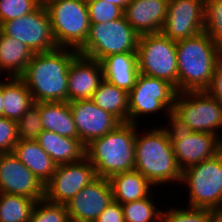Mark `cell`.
Listing matches in <instances>:
<instances>
[{
	"label": "cell",
	"mask_w": 222,
	"mask_h": 222,
	"mask_svg": "<svg viewBox=\"0 0 222 222\" xmlns=\"http://www.w3.org/2000/svg\"><path fill=\"white\" fill-rule=\"evenodd\" d=\"M169 134L176 162L182 171L222 150V140L211 133L186 131L169 122Z\"/></svg>",
	"instance_id": "13"
},
{
	"label": "cell",
	"mask_w": 222,
	"mask_h": 222,
	"mask_svg": "<svg viewBox=\"0 0 222 222\" xmlns=\"http://www.w3.org/2000/svg\"><path fill=\"white\" fill-rule=\"evenodd\" d=\"M90 24L106 23L119 19L124 15V11L110 2L94 0L87 4Z\"/></svg>",
	"instance_id": "35"
},
{
	"label": "cell",
	"mask_w": 222,
	"mask_h": 222,
	"mask_svg": "<svg viewBox=\"0 0 222 222\" xmlns=\"http://www.w3.org/2000/svg\"><path fill=\"white\" fill-rule=\"evenodd\" d=\"M181 184L188 188L192 208L222 209V150L214 157L182 171Z\"/></svg>",
	"instance_id": "6"
},
{
	"label": "cell",
	"mask_w": 222,
	"mask_h": 222,
	"mask_svg": "<svg viewBox=\"0 0 222 222\" xmlns=\"http://www.w3.org/2000/svg\"><path fill=\"white\" fill-rule=\"evenodd\" d=\"M91 100L104 111L115 116L121 123L128 122L129 93L103 80Z\"/></svg>",
	"instance_id": "27"
},
{
	"label": "cell",
	"mask_w": 222,
	"mask_h": 222,
	"mask_svg": "<svg viewBox=\"0 0 222 222\" xmlns=\"http://www.w3.org/2000/svg\"><path fill=\"white\" fill-rule=\"evenodd\" d=\"M177 93L169 82L139 74L136 84L129 92L128 122L139 125L141 117L164 112L169 123Z\"/></svg>",
	"instance_id": "10"
},
{
	"label": "cell",
	"mask_w": 222,
	"mask_h": 222,
	"mask_svg": "<svg viewBox=\"0 0 222 222\" xmlns=\"http://www.w3.org/2000/svg\"><path fill=\"white\" fill-rule=\"evenodd\" d=\"M204 0H169L161 33L179 41L204 31Z\"/></svg>",
	"instance_id": "14"
},
{
	"label": "cell",
	"mask_w": 222,
	"mask_h": 222,
	"mask_svg": "<svg viewBox=\"0 0 222 222\" xmlns=\"http://www.w3.org/2000/svg\"><path fill=\"white\" fill-rule=\"evenodd\" d=\"M207 222H222V209L209 210Z\"/></svg>",
	"instance_id": "39"
},
{
	"label": "cell",
	"mask_w": 222,
	"mask_h": 222,
	"mask_svg": "<svg viewBox=\"0 0 222 222\" xmlns=\"http://www.w3.org/2000/svg\"><path fill=\"white\" fill-rule=\"evenodd\" d=\"M2 81L3 117L18 121L34 105L32 95L20 77Z\"/></svg>",
	"instance_id": "25"
},
{
	"label": "cell",
	"mask_w": 222,
	"mask_h": 222,
	"mask_svg": "<svg viewBox=\"0 0 222 222\" xmlns=\"http://www.w3.org/2000/svg\"><path fill=\"white\" fill-rule=\"evenodd\" d=\"M37 200L0 193V222H28Z\"/></svg>",
	"instance_id": "28"
},
{
	"label": "cell",
	"mask_w": 222,
	"mask_h": 222,
	"mask_svg": "<svg viewBox=\"0 0 222 222\" xmlns=\"http://www.w3.org/2000/svg\"><path fill=\"white\" fill-rule=\"evenodd\" d=\"M96 178L95 168L86 157L78 162L57 165L44 185V199L54 204H66Z\"/></svg>",
	"instance_id": "12"
},
{
	"label": "cell",
	"mask_w": 222,
	"mask_h": 222,
	"mask_svg": "<svg viewBox=\"0 0 222 222\" xmlns=\"http://www.w3.org/2000/svg\"><path fill=\"white\" fill-rule=\"evenodd\" d=\"M100 63L105 81L128 93L132 90L140 74L137 52L112 54Z\"/></svg>",
	"instance_id": "20"
},
{
	"label": "cell",
	"mask_w": 222,
	"mask_h": 222,
	"mask_svg": "<svg viewBox=\"0 0 222 222\" xmlns=\"http://www.w3.org/2000/svg\"><path fill=\"white\" fill-rule=\"evenodd\" d=\"M206 91L222 105V59L216 64L212 82Z\"/></svg>",
	"instance_id": "38"
},
{
	"label": "cell",
	"mask_w": 222,
	"mask_h": 222,
	"mask_svg": "<svg viewBox=\"0 0 222 222\" xmlns=\"http://www.w3.org/2000/svg\"><path fill=\"white\" fill-rule=\"evenodd\" d=\"M111 201L113 195L109 179L97 177L65 205L70 220L94 222Z\"/></svg>",
	"instance_id": "16"
},
{
	"label": "cell",
	"mask_w": 222,
	"mask_h": 222,
	"mask_svg": "<svg viewBox=\"0 0 222 222\" xmlns=\"http://www.w3.org/2000/svg\"><path fill=\"white\" fill-rule=\"evenodd\" d=\"M178 92L206 91L213 78L222 51L203 31L198 35L176 41Z\"/></svg>",
	"instance_id": "3"
},
{
	"label": "cell",
	"mask_w": 222,
	"mask_h": 222,
	"mask_svg": "<svg viewBox=\"0 0 222 222\" xmlns=\"http://www.w3.org/2000/svg\"><path fill=\"white\" fill-rule=\"evenodd\" d=\"M14 154L44 185L53 176L57 164L41 148L37 140L18 141Z\"/></svg>",
	"instance_id": "23"
},
{
	"label": "cell",
	"mask_w": 222,
	"mask_h": 222,
	"mask_svg": "<svg viewBox=\"0 0 222 222\" xmlns=\"http://www.w3.org/2000/svg\"><path fill=\"white\" fill-rule=\"evenodd\" d=\"M80 1L83 2V3L88 4L89 2H92V1H94V0H80Z\"/></svg>",
	"instance_id": "42"
},
{
	"label": "cell",
	"mask_w": 222,
	"mask_h": 222,
	"mask_svg": "<svg viewBox=\"0 0 222 222\" xmlns=\"http://www.w3.org/2000/svg\"><path fill=\"white\" fill-rule=\"evenodd\" d=\"M139 36L123 15L106 23L90 24L86 42L78 52L100 62L112 54L137 52Z\"/></svg>",
	"instance_id": "8"
},
{
	"label": "cell",
	"mask_w": 222,
	"mask_h": 222,
	"mask_svg": "<svg viewBox=\"0 0 222 222\" xmlns=\"http://www.w3.org/2000/svg\"><path fill=\"white\" fill-rule=\"evenodd\" d=\"M169 0H131L124 9L126 21L139 34L159 33L165 22Z\"/></svg>",
	"instance_id": "19"
},
{
	"label": "cell",
	"mask_w": 222,
	"mask_h": 222,
	"mask_svg": "<svg viewBox=\"0 0 222 222\" xmlns=\"http://www.w3.org/2000/svg\"><path fill=\"white\" fill-rule=\"evenodd\" d=\"M121 204L125 222H160L162 208L159 209L152 197Z\"/></svg>",
	"instance_id": "29"
},
{
	"label": "cell",
	"mask_w": 222,
	"mask_h": 222,
	"mask_svg": "<svg viewBox=\"0 0 222 222\" xmlns=\"http://www.w3.org/2000/svg\"><path fill=\"white\" fill-rule=\"evenodd\" d=\"M204 31L222 51V0H204Z\"/></svg>",
	"instance_id": "30"
},
{
	"label": "cell",
	"mask_w": 222,
	"mask_h": 222,
	"mask_svg": "<svg viewBox=\"0 0 222 222\" xmlns=\"http://www.w3.org/2000/svg\"><path fill=\"white\" fill-rule=\"evenodd\" d=\"M109 182L112 188L113 200L120 204L146 198L155 189L154 186L136 170L115 174L109 178Z\"/></svg>",
	"instance_id": "24"
},
{
	"label": "cell",
	"mask_w": 222,
	"mask_h": 222,
	"mask_svg": "<svg viewBox=\"0 0 222 222\" xmlns=\"http://www.w3.org/2000/svg\"><path fill=\"white\" fill-rule=\"evenodd\" d=\"M101 1L110 2L111 4L120 7L124 11V9L130 3L131 0H101Z\"/></svg>",
	"instance_id": "40"
},
{
	"label": "cell",
	"mask_w": 222,
	"mask_h": 222,
	"mask_svg": "<svg viewBox=\"0 0 222 222\" xmlns=\"http://www.w3.org/2000/svg\"><path fill=\"white\" fill-rule=\"evenodd\" d=\"M78 138L86 146L92 140L103 137L121 122L112 114L98 107L91 99L69 102Z\"/></svg>",
	"instance_id": "17"
},
{
	"label": "cell",
	"mask_w": 222,
	"mask_h": 222,
	"mask_svg": "<svg viewBox=\"0 0 222 222\" xmlns=\"http://www.w3.org/2000/svg\"><path fill=\"white\" fill-rule=\"evenodd\" d=\"M41 0H0V25L36 10Z\"/></svg>",
	"instance_id": "33"
},
{
	"label": "cell",
	"mask_w": 222,
	"mask_h": 222,
	"mask_svg": "<svg viewBox=\"0 0 222 222\" xmlns=\"http://www.w3.org/2000/svg\"><path fill=\"white\" fill-rule=\"evenodd\" d=\"M42 131L39 109L33 105L17 121L18 141L36 140Z\"/></svg>",
	"instance_id": "32"
},
{
	"label": "cell",
	"mask_w": 222,
	"mask_h": 222,
	"mask_svg": "<svg viewBox=\"0 0 222 222\" xmlns=\"http://www.w3.org/2000/svg\"><path fill=\"white\" fill-rule=\"evenodd\" d=\"M43 130L78 138L69 102H36Z\"/></svg>",
	"instance_id": "22"
},
{
	"label": "cell",
	"mask_w": 222,
	"mask_h": 222,
	"mask_svg": "<svg viewBox=\"0 0 222 222\" xmlns=\"http://www.w3.org/2000/svg\"><path fill=\"white\" fill-rule=\"evenodd\" d=\"M0 193L44 199V184L12 153L0 154Z\"/></svg>",
	"instance_id": "15"
},
{
	"label": "cell",
	"mask_w": 222,
	"mask_h": 222,
	"mask_svg": "<svg viewBox=\"0 0 222 222\" xmlns=\"http://www.w3.org/2000/svg\"><path fill=\"white\" fill-rule=\"evenodd\" d=\"M185 207L163 209L160 222H207L208 209Z\"/></svg>",
	"instance_id": "34"
},
{
	"label": "cell",
	"mask_w": 222,
	"mask_h": 222,
	"mask_svg": "<svg viewBox=\"0 0 222 222\" xmlns=\"http://www.w3.org/2000/svg\"><path fill=\"white\" fill-rule=\"evenodd\" d=\"M0 117H3L2 81H0Z\"/></svg>",
	"instance_id": "41"
},
{
	"label": "cell",
	"mask_w": 222,
	"mask_h": 222,
	"mask_svg": "<svg viewBox=\"0 0 222 222\" xmlns=\"http://www.w3.org/2000/svg\"><path fill=\"white\" fill-rule=\"evenodd\" d=\"M170 123L186 131L211 133L222 140V105L207 91L178 92Z\"/></svg>",
	"instance_id": "5"
},
{
	"label": "cell",
	"mask_w": 222,
	"mask_h": 222,
	"mask_svg": "<svg viewBox=\"0 0 222 222\" xmlns=\"http://www.w3.org/2000/svg\"><path fill=\"white\" fill-rule=\"evenodd\" d=\"M28 222H70V216L65 204L43 199L36 202Z\"/></svg>",
	"instance_id": "31"
},
{
	"label": "cell",
	"mask_w": 222,
	"mask_h": 222,
	"mask_svg": "<svg viewBox=\"0 0 222 222\" xmlns=\"http://www.w3.org/2000/svg\"><path fill=\"white\" fill-rule=\"evenodd\" d=\"M79 54L72 48L58 47L34 53L20 78L36 102H68V71Z\"/></svg>",
	"instance_id": "1"
},
{
	"label": "cell",
	"mask_w": 222,
	"mask_h": 222,
	"mask_svg": "<svg viewBox=\"0 0 222 222\" xmlns=\"http://www.w3.org/2000/svg\"><path fill=\"white\" fill-rule=\"evenodd\" d=\"M104 80L101 63L78 54L68 71V102L91 99Z\"/></svg>",
	"instance_id": "18"
},
{
	"label": "cell",
	"mask_w": 222,
	"mask_h": 222,
	"mask_svg": "<svg viewBox=\"0 0 222 222\" xmlns=\"http://www.w3.org/2000/svg\"><path fill=\"white\" fill-rule=\"evenodd\" d=\"M17 142V122L0 117V154L12 153Z\"/></svg>",
	"instance_id": "36"
},
{
	"label": "cell",
	"mask_w": 222,
	"mask_h": 222,
	"mask_svg": "<svg viewBox=\"0 0 222 222\" xmlns=\"http://www.w3.org/2000/svg\"><path fill=\"white\" fill-rule=\"evenodd\" d=\"M130 122L120 123L103 137L86 145L85 157L95 168L97 177L111 176L134 170L137 128Z\"/></svg>",
	"instance_id": "4"
},
{
	"label": "cell",
	"mask_w": 222,
	"mask_h": 222,
	"mask_svg": "<svg viewBox=\"0 0 222 222\" xmlns=\"http://www.w3.org/2000/svg\"><path fill=\"white\" fill-rule=\"evenodd\" d=\"M137 62L140 74L163 79L178 92L176 41L161 32L140 35Z\"/></svg>",
	"instance_id": "9"
},
{
	"label": "cell",
	"mask_w": 222,
	"mask_h": 222,
	"mask_svg": "<svg viewBox=\"0 0 222 222\" xmlns=\"http://www.w3.org/2000/svg\"><path fill=\"white\" fill-rule=\"evenodd\" d=\"M33 54L23 42L0 31V71L7 77H20Z\"/></svg>",
	"instance_id": "26"
},
{
	"label": "cell",
	"mask_w": 222,
	"mask_h": 222,
	"mask_svg": "<svg viewBox=\"0 0 222 222\" xmlns=\"http://www.w3.org/2000/svg\"><path fill=\"white\" fill-rule=\"evenodd\" d=\"M55 43L58 47L78 50L89 33L87 4L80 0H45Z\"/></svg>",
	"instance_id": "7"
},
{
	"label": "cell",
	"mask_w": 222,
	"mask_h": 222,
	"mask_svg": "<svg viewBox=\"0 0 222 222\" xmlns=\"http://www.w3.org/2000/svg\"><path fill=\"white\" fill-rule=\"evenodd\" d=\"M0 31L23 42L33 53L49 52L58 48L52 34L49 14L43 3L27 15L3 22Z\"/></svg>",
	"instance_id": "11"
},
{
	"label": "cell",
	"mask_w": 222,
	"mask_h": 222,
	"mask_svg": "<svg viewBox=\"0 0 222 222\" xmlns=\"http://www.w3.org/2000/svg\"><path fill=\"white\" fill-rule=\"evenodd\" d=\"M94 222H125L121 204L111 201Z\"/></svg>",
	"instance_id": "37"
},
{
	"label": "cell",
	"mask_w": 222,
	"mask_h": 222,
	"mask_svg": "<svg viewBox=\"0 0 222 222\" xmlns=\"http://www.w3.org/2000/svg\"><path fill=\"white\" fill-rule=\"evenodd\" d=\"M36 140L57 165L78 162L85 157L86 146L79 138L43 130Z\"/></svg>",
	"instance_id": "21"
},
{
	"label": "cell",
	"mask_w": 222,
	"mask_h": 222,
	"mask_svg": "<svg viewBox=\"0 0 222 222\" xmlns=\"http://www.w3.org/2000/svg\"><path fill=\"white\" fill-rule=\"evenodd\" d=\"M167 125L161 128L157 125L142 134H139L138 127L136 133L134 170L156 188L164 184H180L182 180V170L176 162Z\"/></svg>",
	"instance_id": "2"
}]
</instances>
